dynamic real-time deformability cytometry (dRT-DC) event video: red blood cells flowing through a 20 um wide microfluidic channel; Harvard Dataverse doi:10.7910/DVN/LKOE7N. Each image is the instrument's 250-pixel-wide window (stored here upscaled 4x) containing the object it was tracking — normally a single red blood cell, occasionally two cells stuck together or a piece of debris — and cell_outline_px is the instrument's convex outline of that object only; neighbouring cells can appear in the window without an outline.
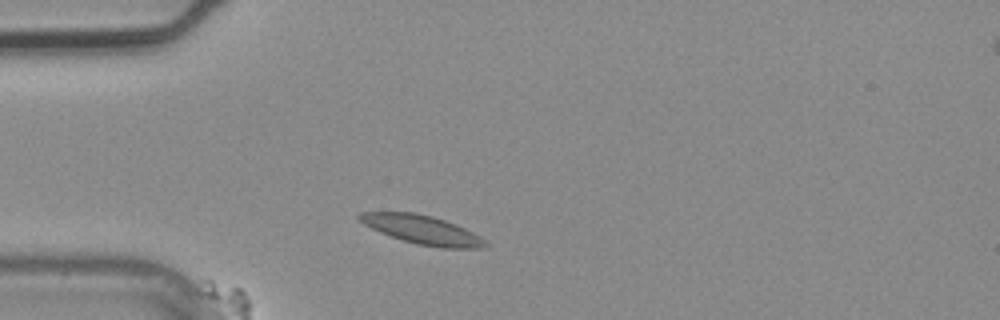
{"species": "common noctule bat (a hibernating species)", "species_latin": "Nyctalus noctula", "temperature_condition": "warm", "stored_images_in_passage": 2, "camera_frame_rate_fps": 3000, "um_per_image_px": 0.085, "animal": {"sex": "male", "body_mass_g": 20.4}, "frame": {"image": 1, "passage_image": 2, "time_ms": 0.333, "image_size_px": [1000, 320], "cell_outline_px": [[488, 244], [480, 248], [440, 248], [416, 244], [380, 232], [364, 224], [356, 216], [360, 212], [412, 212], [432, 216], [456, 224], [480, 236]], "centroid_in_image_um": [35.88, 19.52], "position_along_channel_um": 49.1, "area_um2": 20.87}}